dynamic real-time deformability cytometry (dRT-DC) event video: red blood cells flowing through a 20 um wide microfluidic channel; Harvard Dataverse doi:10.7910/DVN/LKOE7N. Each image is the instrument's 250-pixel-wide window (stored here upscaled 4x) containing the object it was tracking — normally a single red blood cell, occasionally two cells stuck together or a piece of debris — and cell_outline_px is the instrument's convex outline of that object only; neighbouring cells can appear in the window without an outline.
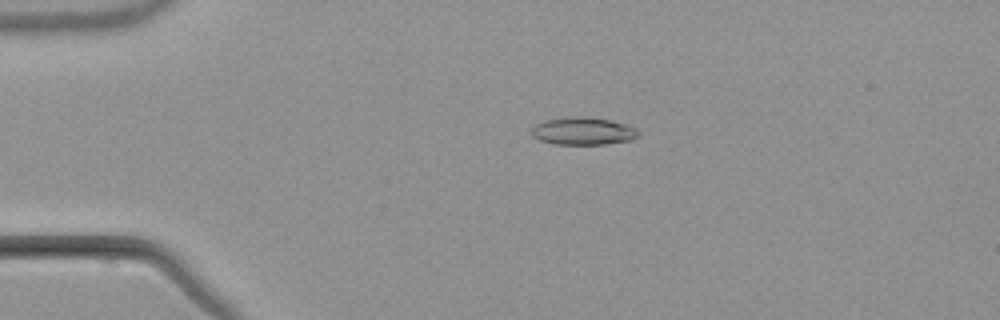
{"species": "common noctule bat (a hibernating species)", "species_latin": "Nyctalus noctula", "temperature_condition": "warm", "stored_images_in_passage": 5, "camera_frame_rate_fps": 3000, "um_per_image_px": 0.085, "animal": {"sex": "male", "body_mass_g": 21.5, "forearm_length_mm": 52.0}, "frame": {"image": 1, "passage_image": 4, "time_ms": 3.667, "image_size_px": [1000, 320], "cell_outline_px": [[640, 136], [632, 140], [608, 144], [556, 144], [540, 140], [532, 136], [532, 128], [536, 124], [544, 120], [572, 116], [584, 116], [612, 120], [636, 128], [640, 132]], "centroid_in_image_um": [49.6, 11.14], "position_along_channel_um": 35.4, "area_um2": 17.34}}